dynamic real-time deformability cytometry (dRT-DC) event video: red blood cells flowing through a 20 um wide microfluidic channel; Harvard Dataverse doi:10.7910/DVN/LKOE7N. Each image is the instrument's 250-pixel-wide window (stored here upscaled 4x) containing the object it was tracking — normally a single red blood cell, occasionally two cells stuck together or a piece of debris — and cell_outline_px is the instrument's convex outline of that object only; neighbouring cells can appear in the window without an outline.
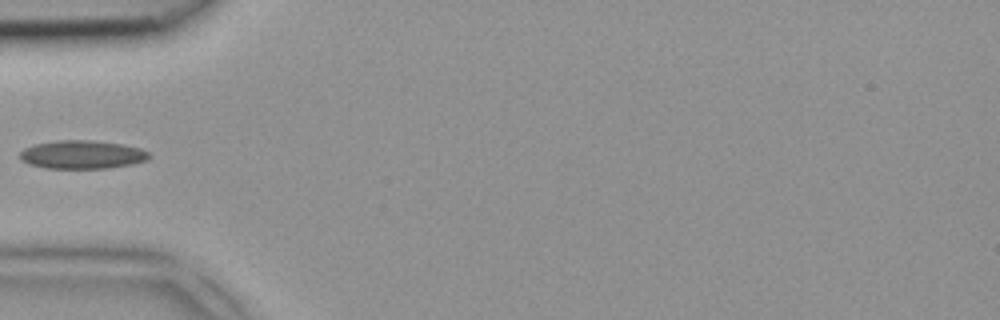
{"species": "common noctule bat (a hibernating species)", "species_latin": "Nyctalus noctula", "temperature_condition": "room temperature", "stored_images_in_passage": 5, "camera_frame_rate_fps": 3000, "um_per_image_px": 0.085, "animal": {"sex": "female", "body_mass_g": 18.4}, "frame": {"image": 1, "passage_image": 5, "time_ms": 1.333, "image_size_px": [1000, 320], "cell_outline_px": [[148, 160], [132, 164], [108, 168], [44, 168], [28, 164], [20, 160], [20, 152], [24, 148], [36, 144], [56, 140], [92, 140], [120, 144], [140, 148], [148, 152]], "centroid_in_image_um": [6.95, 13.14], "position_along_channel_um": 78.1, "area_um2": 21.33}}